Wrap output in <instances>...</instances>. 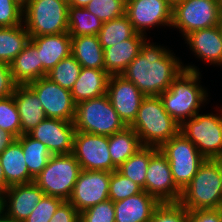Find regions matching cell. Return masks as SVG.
Returning <instances> with one entry per match:
<instances>
[{"instance_id":"obj_1","label":"cell","mask_w":222,"mask_h":222,"mask_svg":"<svg viewBox=\"0 0 222 222\" xmlns=\"http://www.w3.org/2000/svg\"><path fill=\"white\" fill-rule=\"evenodd\" d=\"M164 46L144 41L138 56L121 74L145 96H159L169 89L173 79L184 69L182 61Z\"/></svg>"},{"instance_id":"obj_2","label":"cell","mask_w":222,"mask_h":222,"mask_svg":"<svg viewBox=\"0 0 222 222\" xmlns=\"http://www.w3.org/2000/svg\"><path fill=\"white\" fill-rule=\"evenodd\" d=\"M169 89L159 95L166 112L181 125L194 117L208 99L207 91L200 85L201 73L196 66H183Z\"/></svg>"},{"instance_id":"obj_3","label":"cell","mask_w":222,"mask_h":222,"mask_svg":"<svg viewBox=\"0 0 222 222\" xmlns=\"http://www.w3.org/2000/svg\"><path fill=\"white\" fill-rule=\"evenodd\" d=\"M130 127L143 146L160 148L180 132V125L166 112L159 96H146Z\"/></svg>"},{"instance_id":"obj_4","label":"cell","mask_w":222,"mask_h":222,"mask_svg":"<svg viewBox=\"0 0 222 222\" xmlns=\"http://www.w3.org/2000/svg\"><path fill=\"white\" fill-rule=\"evenodd\" d=\"M179 203L188 211L218 209L222 205L220 159H205L191 182L181 191Z\"/></svg>"},{"instance_id":"obj_5","label":"cell","mask_w":222,"mask_h":222,"mask_svg":"<svg viewBox=\"0 0 222 222\" xmlns=\"http://www.w3.org/2000/svg\"><path fill=\"white\" fill-rule=\"evenodd\" d=\"M73 123L76 131L104 136H111L126 127L107 94L76 104Z\"/></svg>"},{"instance_id":"obj_6","label":"cell","mask_w":222,"mask_h":222,"mask_svg":"<svg viewBox=\"0 0 222 222\" xmlns=\"http://www.w3.org/2000/svg\"><path fill=\"white\" fill-rule=\"evenodd\" d=\"M68 9L62 0H31L23 8V25L30 36L68 32Z\"/></svg>"},{"instance_id":"obj_7","label":"cell","mask_w":222,"mask_h":222,"mask_svg":"<svg viewBox=\"0 0 222 222\" xmlns=\"http://www.w3.org/2000/svg\"><path fill=\"white\" fill-rule=\"evenodd\" d=\"M80 171V164L72 153L52 155L34 182L45 195L68 201Z\"/></svg>"},{"instance_id":"obj_8","label":"cell","mask_w":222,"mask_h":222,"mask_svg":"<svg viewBox=\"0 0 222 222\" xmlns=\"http://www.w3.org/2000/svg\"><path fill=\"white\" fill-rule=\"evenodd\" d=\"M159 150L167 158L173 181L181 191L191 182L206 159L181 132L166 141Z\"/></svg>"},{"instance_id":"obj_9","label":"cell","mask_w":222,"mask_h":222,"mask_svg":"<svg viewBox=\"0 0 222 222\" xmlns=\"http://www.w3.org/2000/svg\"><path fill=\"white\" fill-rule=\"evenodd\" d=\"M221 114H199L185 120L180 132L189 139L206 159L222 158V109Z\"/></svg>"},{"instance_id":"obj_10","label":"cell","mask_w":222,"mask_h":222,"mask_svg":"<svg viewBox=\"0 0 222 222\" xmlns=\"http://www.w3.org/2000/svg\"><path fill=\"white\" fill-rule=\"evenodd\" d=\"M220 15V0H180L173 6L171 27L185 37L193 31L217 26Z\"/></svg>"},{"instance_id":"obj_11","label":"cell","mask_w":222,"mask_h":222,"mask_svg":"<svg viewBox=\"0 0 222 222\" xmlns=\"http://www.w3.org/2000/svg\"><path fill=\"white\" fill-rule=\"evenodd\" d=\"M108 146L109 136L76 131L72 154L81 170L113 172L117 168L112 163Z\"/></svg>"},{"instance_id":"obj_12","label":"cell","mask_w":222,"mask_h":222,"mask_svg":"<svg viewBox=\"0 0 222 222\" xmlns=\"http://www.w3.org/2000/svg\"><path fill=\"white\" fill-rule=\"evenodd\" d=\"M28 86L36 93L47 118L73 122L76 103L71 91L44 76Z\"/></svg>"},{"instance_id":"obj_13","label":"cell","mask_w":222,"mask_h":222,"mask_svg":"<svg viewBox=\"0 0 222 222\" xmlns=\"http://www.w3.org/2000/svg\"><path fill=\"white\" fill-rule=\"evenodd\" d=\"M110 172L81 170L68 200L81 213L109 199Z\"/></svg>"},{"instance_id":"obj_14","label":"cell","mask_w":222,"mask_h":222,"mask_svg":"<svg viewBox=\"0 0 222 222\" xmlns=\"http://www.w3.org/2000/svg\"><path fill=\"white\" fill-rule=\"evenodd\" d=\"M173 6L166 0H127L126 15L139 34L155 26H172ZM149 28V29H148ZM145 33V34H144Z\"/></svg>"},{"instance_id":"obj_15","label":"cell","mask_w":222,"mask_h":222,"mask_svg":"<svg viewBox=\"0 0 222 222\" xmlns=\"http://www.w3.org/2000/svg\"><path fill=\"white\" fill-rule=\"evenodd\" d=\"M145 191L160 203L179 202L181 190L173 181L167 158L158 150L149 161L146 171Z\"/></svg>"},{"instance_id":"obj_16","label":"cell","mask_w":222,"mask_h":222,"mask_svg":"<svg viewBox=\"0 0 222 222\" xmlns=\"http://www.w3.org/2000/svg\"><path fill=\"white\" fill-rule=\"evenodd\" d=\"M112 107L126 126H130L146 97L131 81L122 75L109 77L107 93Z\"/></svg>"},{"instance_id":"obj_17","label":"cell","mask_w":222,"mask_h":222,"mask_svg":"<svg viewBox=\"0 0 222 222\" xmlns=\"http://www.w3.org/2000/svg\"><path fill=\"white\" fill-rule=\"evenodd\" d=\"M75 132L73 122L46 118L28 134L45 144L52 155H59L73 152Z\"/></svg>"},{"instance_id":"obj_18","label":"cell","mask_w":222,"mask_h":222,"mask_svg":"<svg viewBox=\"0 0 222 222\" xmlns=\"http://www.w3.org/2000/svg\"><path fill=\"white\" fill-rule=\"evenodd\" d=\"M2 210L11 218L23 222L45 193L33 181L9 186L2 194Z\"/></svg>"},{"instance_id":"obj_19","label":"cell","mask_w":222,"mask_h":222,"mask_svg":"<svg viewBox=\"0 0 222 222\" xmlns=\"http://www.w3.org/2000/svg\"><path fill=\"white\" fill-rule=\"evenodd\" d=\"M30 41L37 47V53L42 62V77L71 54V36L68 32L30 36Z\"/></svg>"},{"instance_id":"obj_20","label":"cell","mask_w":222,"mask_h":222,"mask_svg":"<svg viewBox=\"0 0 222 222\" xmlns=\"http://www.w3.org/2000/svg\"><path fill=\"white\" fill-rule=\"evenodd\" d=\"M189 49L210 65H222V35L217 26L199 29L185 36Z\"/></svg>"},{"instance_id":"obj_21","label":"cell","mask_w":222,"mask_h":222,"mask_svg":"<svg viewBox=\"0 0 222 222\" xmlns=\"http://www.w3.org/2000/svg\"><path fill=\"white\" fill-rule=\"evenodd\" d=\"M146 37V38H145ZM146 35L136 33L130 39L104 49V70L110 75H121L138 56Z\"/></svg>"},{"instance_id":"obj_22","label":"cell","mask_w":222,"mask_h":222,"mask_svg":"<svg viewBox=\"0 0 222 222\" xmlns=\"http://www.w3.org/2000/svg\"><path fill=\"white\" fill-rule=\"evenodd\" d=\"M160 202L146 191L114 202L115 222H149Z\"/></svg>"},{"instance_id":"obj_23","label":"cell","mask_w":222,"mask_h":222,"mask_svg":"<svg viewBox=\"0 0 222 222\" xmlns=\"http://www.w3.org/2000/svg\"><path fill=\"white\" fill-rule=\"evenodd\" d=\"M13 97L19 112L21 135L29 133L47 118L41 101L28 85H17Z\"/></svg>"},{"instance_id":"obj_24","label":"cell","mask_w":222,"mask_h":222,"mask_svg":"<svg viewBox=\"0 0 222 222\" xmlns=\"http://www.w3.org/2000/svg\"><path fill=\"white\" fill-rule=\"evenodd\" d=\"M109 77L110 75L105 70L82 67L79 77L71 89L74 102L78 104L105 95Z\"/></svg>"},{"instance_id":"obj_25","label":"cell","mask_w":222,"mask_h":222,"mask_svg":"<svg viewBox=\"0 0 222 222\" xmlns=\"http://www.w3.org/2000/svg\"><path fill=\"white\" fill-rule=\"evenodd\" d=\"M9 65L17 85H28L42 77V62L31 41Z\"/></svg>"},{"instance_id":"obj_26","label":"cell","mask_w":222,"mask_h":222,"mask_svg":"<svg viewBox=\"0 0 222 222\" xmlns=\"http://www.w3.org/2000/svg\"><path fill=\"white\" fill-rule=\"evenodd\" d=\"M0 162L3 167L6 183L9 186L33 182L30 176L21 144L15 140L1 154Z\"/></svg>"},{"instance_id":"obj_27","label":"cell","mask_w":222,"mask_h":222,"mask_svg":"<svg viewBox=\"0 0 222 222\" xmlns=\"http://www.w3.org/2000/svg\"><path fill=\"white\" fill-rule=\"evenodd\" d=\"M71 54L84 68L104 70V49L98 35L71 37Z\"/></svg>"},{"instance_id":"obj_28","label":"cell","mask_w":222,"mask_h":222,"mask_svg":"<svg viewBox=\"0 0 222 222\" xmlns=\"http://www.w3.org/2000/svg\"><path fill=\"white\" fill-rule=\"evenodd\" d=\"M142 147L140 138L130 126L109 136L108 149L112 163L116 168Z\"/></svg>"},{"instance_id":"obj_29","label":"cell","mask_w":222,"mask_h":222,"mask_svg":"<svg viewBox=\"0 0 222 222\" xmlns=\"http://www.w3.org/2000/svg\"><path fill=\"white\" fill-rule=\"evenodd\" d=\"M29 41L30 35L23 24L0 27V62L10 64Z\"/></svg>"},{"instance_id":"obj_30","label":"cell","mask_w":222,"mask_h":222,"mask_svg":"<svg viewBox=\"0 0 222 222\" xmlns=\"http://www.w3.org/2000/svg\"><path fill=\"white\" fill-rule=\"evenodd\" d=\"M22 146L25 162L30 176L35 177L46 167L52 153L41 141L32 138L28 133L16 139Z\"/></svg>"},{"instance_id":"obj_31","label":"cell","mask_w":222,"mask_h":222,"mask_svg":"<svg viewBox=\"0 0 222 222\" xmlns=\"http://www.w3.org/2000/svg\"><path fill=\"white\" fill-rule=\"evenodd\" d=\"M158 148L143 146L135 154L130 156L117 170L137 183L145 191L146 171L150 158L158 151Z\"/></svg>"},{"instance_id":"obj_32","label":"cell","mask_w":222,"mask_h":222,"mask_svg":"<svg viewBox=\"0 0 222 222\" xmlns=\"http://www.w3.org/2000/svg\"><path fill=\"white\" fill-rule=\"evenodd\" d=\"M103 22L85 7L69 6L68 33L71 37L98 35Z\"/></svg>"},{"instance_id":"obj_33","label":"cell","mask_w":222,"mask_h":222,"mask_svg":"<svg viewBox=\"0 0 222 222\" xmlns=\"http://www.w3.org/2000/svg\"><path fill=\"white\" fill-rule=\"evenodd\" d=\"M137 32L126 14L121 17L103 22L98 38L103 49L118 44L133 37Z\"/></svg>"},{"instance_id":"obj_34","label":"cell","mask_w":222,"mask_h":222,"mask_svg":"<svg viewBox=\"0 0 222 222\" xmlns=\"http://www.w3.org/2000/svg\"><path fill=\"white\" fill-rule=\"evenodd\" d=\"M82 66L74 58L72 54L63 58L53 69H51L46 77L60 85L62 88L71 91L77 81Z\"/></svg>"},{"instance_id":"obj_35","label":"cell","mask_w":222,"mask_h":222,"mask_svg":"<svg viewBox=\"0 0 222 222\" xmlns=\"http://www.w3.org/2000/svg\"><path fill=\"white\" fill-rule=\"evenodd\" d=\"M143 192V188L122 175L118 170L110 172L109 199L113 202L126 199Z\"/></svg>"},{"instance_id":"obj_36","label":"cell","mask_w":222,"mask_h":222,"mask_svg":"<svg viewBox=\"0 0 222 222\" xmlns=\"http://www.w3.org/2000/svg\"><path fill=\"white\" fill-rule=\"evenodd\" d=\"M127 0H91L85 8L102 22H107L126 14Z\"/></svg>"},{"instance_id":"obj_37","label":"cell","mask_w":222,"mask_h":222,"mask_svg":"<svg viewBox=\"0 0 222 222\" xmlns=\"http://www.w3.org/2000/svg\"><path fill=\"white\" fill-rule=\"evenodd\" d=\"M0 129L13 134L16 138L21 135V122L13 95L0 99Z\"/></svg>"},{"instance_id":"obj_38","label":"cell","mask_w":222,"mask_h":222,"mask_svg":"<svg viewBox=\"0 0 222 222\" xmlns=\"http://www.w3.org/2000/svg\"><path fill=\"white\" fill-rule=\"evenodd\" d=\"M188 210L179 202L160 203L149 222H187Z\"/></svg>"},{"instance_id":"obj_39","label":"cell","mask_w":222,"mask_h":222,"mask_svg":"<svg viewBox=\"0 0 222 222\" xmlns=\"http://www.w3.org/2000/svg\"><path fill=\"white\" fill-rule=\"evenodd\" d=\"M80 222H115L114 202L108 199L83 210Z\"/></svg>"},{"instance_id":"obj_40","label":"cell","mask_w":222,"mask_h":222,"mask_svg":"<svg viewBox=\"0 0 222 222\" xmlns=\"http://www.w3.org/2000/svg\"><path fill=\"white\" fill-rule=\"evenodd\" d=\"M63 202L64 200L61 198L44 195L23 222H49Z\"/></svg>"},{"instance_id":"obj_41","label":"cell","mask_w":222,"mask_h":222,"mask_svg":"<svg viewBox=\"0 0 222 222\" xmlns=\"http://www.w3.org/2000/svg\"><path fill=\"white\" fill-rule=\"evenodd\" d=\"M23 24V8L14 0H0V27Z\"/></svg>"},{"instance_id":"obj_42","label":"cell","mask_w":222,"mask_h":222,"mask_svg":"<svg viewBox=\"0 0 222 222\" xmlns=\"http://www.w3.org/2000/svg\"><path fill=\"white\" fill-rule=\"evenodd\" d=\"M16 87L10 65L0 62V99L13 95Z\"/></svg>"},{"instance_id":"obj_43","label":"cell","mask_w":222,"mask_h":222,"mask_svg":"<svg viewBox=\"0 0 222 222\" xmlns=\"http://www.w3.org/2000/svg\"><path fill=\"white\" fill-rule=\"evenodd\" d=\"M49 222H80V213L68 201H64Z\"/></svg>"},{"instance_id":"obj_44","label":"cell","mask_w":222,"mask_h":222,"mask_svg":"<svg viewBox=\"0 0 222 222\" xmlns=\"http://www.w3.org/2000/svg\"><path fill=\"white\" fill-rule=\"evenodd\" d=\"M187 222H220L218 209H197L188 211Z\"/></svg>"},{"instance_id":"obj_45","label":"cell","mask_w":222,"mask_h":222,"mask_svg":"<svg viewBox=\"0 0 222 222\" xmlns=\"http://www.w3.org/2000/svg\"><path fill=\"white\" fill-rule=\"evenodd\" d=\"M17 138L3 130V129H0V154L9 146L11 145Z\"/></svg>"},{"instance_id":"obj_46","label":"cell","mask_w":222,"mask_h":222,"mask_svg":"<svg viewBox=\"0 0 222 222\" xmlns=\"http://www.w3.org/2000/svg\"><path fill=\"white\" fill-rule=\"evenodd\" d=\"M8 187L9 185L6 183L3 167L0 162V194H2Z\"/></svg>"},{"instance_id":"obj_47","label":"cell","mask_w":222,"mask_h":222,"mask_svg":"<svg viewBox=\"0 0 222 222\" xmlns=\"http://www.w3.org/2000/svg\"><path fill=\"white\" fill-rule=\"evenodd\" d=\"M91 0H69V6L85 7Z\"/></svg>"},{"instance_id":"obj_48","label":"cell","mask_w":222,"mask_h":222,"mask_svg":"<svg viewBox=\"0 0 222 222\" xmlns=\"http://www.w3.org/2000/svg\"><path fill=\"white\" fill-rule=\"evenodd\" d=\"M0 222H21L9 217L3 210L0 212Z\"/></svg>"},{"instance_id":"obj_49","label":"cell","mask_w":222,"mask_h":222,"mask_svg":"<svg viewBox=\"0 0 222 222\" xmlns=\"http://www.w3.org/2000/svg\"><path fill=\"white\" fill-rule=\"evenodd\" d=\"M20 7L24 8L31 0H14Z\"/></svg>"},{"instance_id":"obj_50","label":"cell","mask_w":222,"mask_h":222,"mask_svg":"<svg viewBox=\"0 0 222 222\" xmlns=\"http://www.w3.org/2000/svg\"><path fill=\"white\" fill-rule=\"evenodd\" d=\"M218 27H219L221 35H222V13H221L220 18H219Z\"/></svg>"},{"instance_id":"obj_51","label":"cell","mask_w":222,"mask_h":222,"mask_svg":"<svg viewBox=\"0 0 222 222\" xmlns=\"http://www.w3.org/2000/svg\"><path fill=\"white\" fill-rule=\"evenodd\" d=\"M169 4L174 6L176 3H178L180 0H166Z\"/></svg>"},{"instance_id":"obj_52","label":"cell","mask_w":222,"mask_h":222,"mask_svg":"<svg viewBox=\"0 0 222 222\" xmlns=\"http://www.w3.org/2000/svg\"><path fill=\"white\" fill-rule=\"evenodd\" d=\"M220 215V222H222V205L218 208Z\"/></svg>"},{"instance_id":"obj_53","label":"cell","mask_w":222,"mask_h":222,"mask_svg":"<svg viewBox=\"0 0 222 222\" xmlns=\"http://www.w3.org/2000/svg\"><path fill=\"white\" fill-rule=\"evenodd\" d=\"M2 211V200H0V212Z\"/></svg>"},{"instance_id":"obj_54","label":"cell","mask_w":222,"mask_h":222,"mask_svg":"<svg viewBox=\"0 0 222 222\" xmlns=\"http://www.w3.org/2000/svg\"><path fill=\"white\" fill-rule=\"evenodd\" d=\"M220 8H221V13H222V0H220Z\"/></svg>"},{"instance_id":"obj_55","label":"cell","mask_w":222,"mask_h":222,"mask_svg":"<svg viewBox=\"0 0 222 222\" xmlns=\"http://www.w3.org/2000/svg\"><path fill=\"white\" fill-rule=\"evenodd\" d=\"M62 1H64V2H66V3H68V4H69V0H62Z\"/></svg>"}]
</instances>
